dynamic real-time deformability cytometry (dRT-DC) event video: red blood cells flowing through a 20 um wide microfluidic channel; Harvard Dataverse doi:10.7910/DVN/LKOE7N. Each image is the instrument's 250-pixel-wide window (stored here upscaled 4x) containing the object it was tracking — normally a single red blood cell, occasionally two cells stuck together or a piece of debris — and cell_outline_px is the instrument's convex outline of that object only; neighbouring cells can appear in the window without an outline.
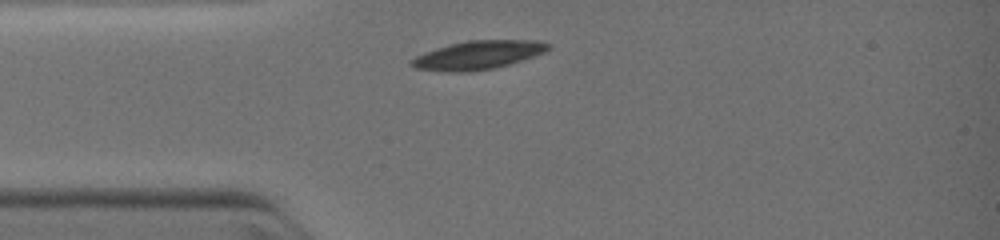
{"species": "common noctule bat (a hibernating species)", "species_latin": "Nyctalus noctula", "temperature_condition": "warm", "stored_images_in_passage": 3, "camera_frame_rate_fps": 3000, "um_per_image_px": 0.085, "animal": {"sex": "female", "body_mass_g": 19.0, "forearm_length_mm": 51.5}, "frame": {"image": 1, "passage_image": 1, "time_ms": 0.0, "image_size_px": [1000, 240], "cell_outline_px": [[552, 48], [544, 52], [496, 68], [468, 72], [444, 72], [416, 68], [408, 64], [408, 60], [424, 52], [436, 48], [468, 40], [536, 40], [552, 44]], "centroid_in_image_um": [40.6, 4.68], "position_along_channel_um": 44.4, "area_um2": 22.83}}
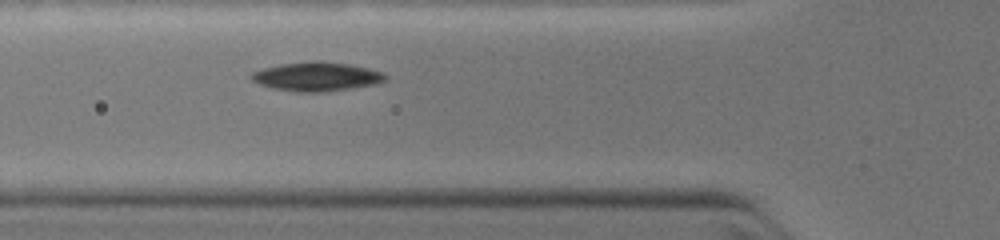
{"frame": {"image": 2, "passage_image": 3, "time_ms": 1.333, "image_size_px": [1000, 240], "cell_outline_px": [[388, 76], [384, 80], [376, 84], [320, 92], [296, 92], [272, 88], [260, 84], [252, 80], [248, 76], [252, 72], [264, 68], [280, 64], [308, 60], [320, 60], [348, 64], [368, 68], [384, 72]], "centroid_in_image_um": [26.89, 6.49], "position_along_channel_um": 98.9, "area_um2": 22.72}}